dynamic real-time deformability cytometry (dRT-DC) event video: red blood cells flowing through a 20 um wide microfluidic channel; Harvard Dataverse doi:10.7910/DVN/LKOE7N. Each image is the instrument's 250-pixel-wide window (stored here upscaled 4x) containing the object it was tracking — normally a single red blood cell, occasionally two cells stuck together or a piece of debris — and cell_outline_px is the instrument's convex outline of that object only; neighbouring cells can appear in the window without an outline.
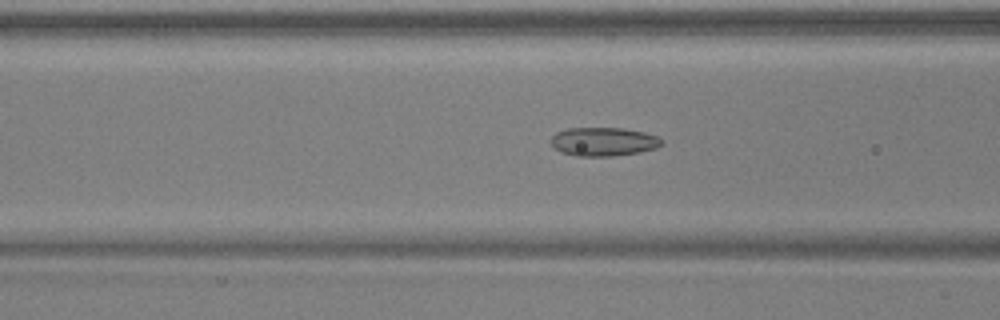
{"species": "common noctule bat (a hibernating species)", "species_latin": "Nyctalus noctula", "temperature_condition": "warm", "stored_images_in_passage": 51, "camera_frame_rate_fps": 3000, "um_per_image_px": 0.085, "animal": {"sex": "male", "body_mass_g": 17.9, "forearm_length_mm": 54.2}, "frame": {"image": 1, "passage_image": 20, "time_ms": 6.333, "image_size_px": [1000, 320], "cell_outline_px": [[664, 144], [656, 148], [640, 152], [612, 156], [576, 156], [560, 152], [552, 144], [552, 136], [556, 132], [568, 128], [620, 128], [644, 132], [656, 136], [664, 140]], "centroid_in_image_um": [51.32, 12.04], "position_along_channel_um": 115.3, "area_um2": 18.5}}
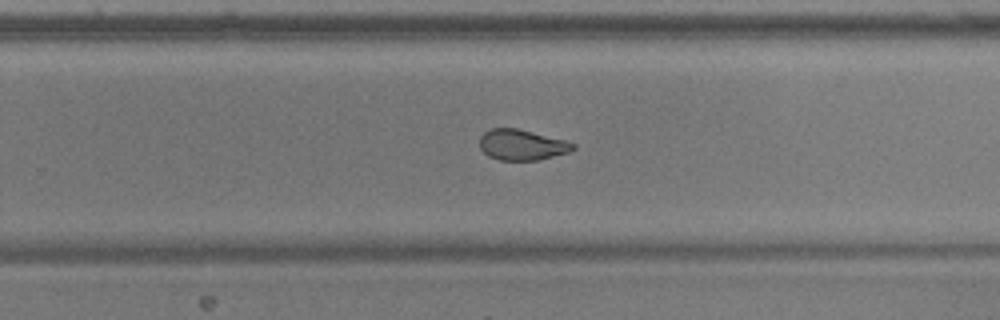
{"frame": {"image": 2, "passage_image": 33, "time_ms": 10.667, "image_size_px": [1000, 320], "cell_outline_px": [[576, 148], [568, 152], [536, 160], [500, 160], [488, 156], [480, 148], [480, 136], [484, 132], [492, 128], [516, 128], [564, 140], [576, 144]], "centroid_in_image_um": [44.33, 12.31], "position_along_channel_um": 285.5, "area_um2": 16.47}}
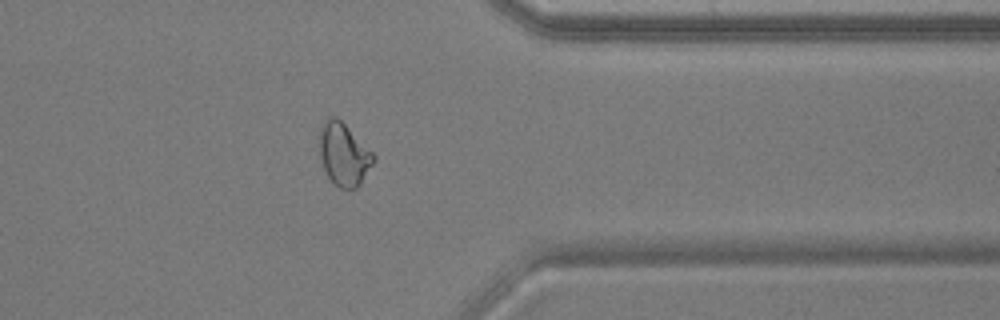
{"frame": {"image": 3, "passage_image": 41, "time_ms": 13.333, "image_size_px": [1000, 320], "cell_outline_px": [[376, 160], [360, 184], [356, 188], [340, 188], [328, 176], [324, 168], [320, 156], [320, 128], [324, 120], [328, 116], [336, 116], [376, 156]], "centroid_in_image_um": [29.23, 13.11], "position_along_channel_um": 382.2, "area_um2": 19.42}, "authors_computed_cell_mechanics": {"area_um2": 19.074, "velocity_mm_per_s": 3.9277, "shape_relaxation_time_tau1_ms": null, "shape_relaxation_time_tau2_ms": 1.6413, "deformation_change_tau1": null, "deformation_change_tau2": 0.0764}}